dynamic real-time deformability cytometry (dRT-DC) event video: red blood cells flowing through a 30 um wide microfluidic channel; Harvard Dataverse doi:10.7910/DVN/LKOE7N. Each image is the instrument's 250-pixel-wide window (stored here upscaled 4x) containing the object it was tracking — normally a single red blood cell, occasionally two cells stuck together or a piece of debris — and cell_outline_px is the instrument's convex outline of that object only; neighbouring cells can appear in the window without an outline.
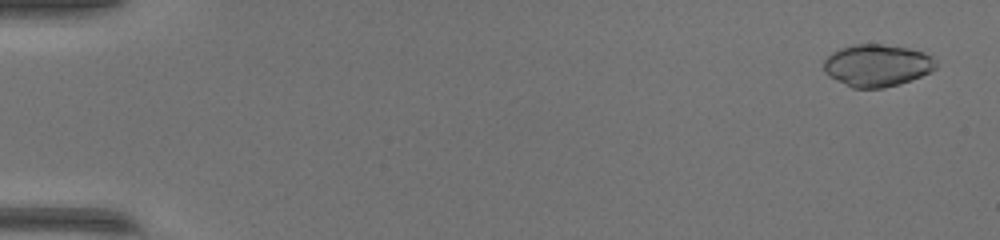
{"species": "common noctule bat (a hibernating species)", "species_latin": "Nyctalus noctula", "temperature_condition": "warm", "stored_images_in_passage": 50, "camera_frame_rate_fps": 3000, "um_per_image_px": 0.085, "animal": {"sex": "female", "body_mass_g": 17.0, "forearm_length_mm": 48.0}, "frame": {"image": 1, "passage_image": 3, "time_ms": 0.667, "image_size_px": [1000, 240], "cell_outline_px": [[936, 68], [920, 76], [900, 84], [884, 88], [852, 88], [828, 76], [824, 72], [824, 60], [832, 52], [840, 48], [852, 44], [880, 44], [908, 48], [924, 52], [932, 56], [936, 60]], "centroid_in_image_um": [74.53, 5.56], "position_along_channel_um": 10.5, "area_um2": 27.63}}
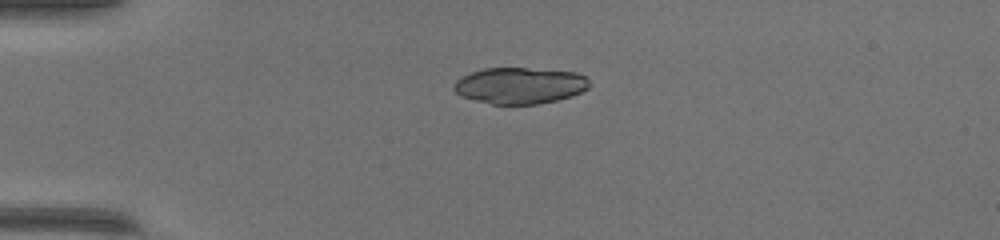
{"frame": {"image": 2, "passage_image": 14, "time_ms": 4.333, "image_size_px": [1000, 240], "cell_outline_px": [[592, 84], [588, 88], [572, 96], [556, 100], [536, 104], [492, 104], [460, 96], [452, 88], [452, 84], [460, 76], [484, 68], [524, 68], [576, 72], [584, 76]], "centroid_in_image_um": [44.16, 7.27], "position_along_channel_um": 40.8, "area_um2": 28.73}}
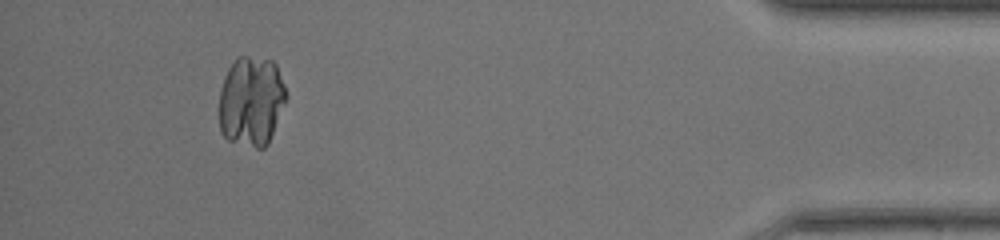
{"frame": {"image": 3, "passage_image": 47, "time_ms": 15.333, "image_size_px": [1000, 240], "cell_outline_px": [[288, 96], [268, 144], [264, 148], [256, 148], [228, 140], [220, 132], [220, 88], [224, 76], [228, 68], [240, 56], [248, 56], [272, 60], [276, 64], [284, 84]], "centroid_in_image_um": [21.37, 8.6], "position_along_channel_um": 413.8, "area_um2": 35.32}}